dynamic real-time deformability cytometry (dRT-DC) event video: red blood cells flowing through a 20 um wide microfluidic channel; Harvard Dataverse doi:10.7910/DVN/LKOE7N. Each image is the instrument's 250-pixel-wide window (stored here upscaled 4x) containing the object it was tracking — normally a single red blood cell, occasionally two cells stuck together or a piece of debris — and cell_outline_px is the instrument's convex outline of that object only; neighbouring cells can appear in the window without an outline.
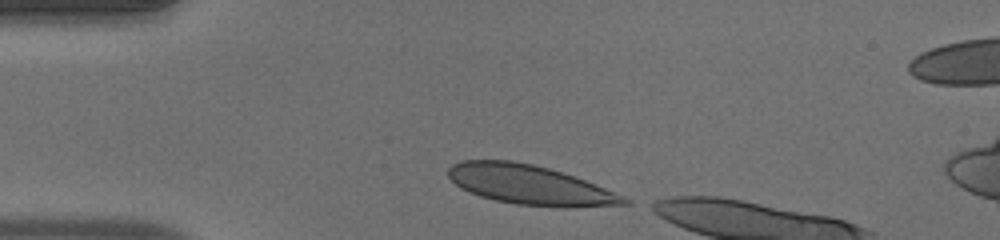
{"species": "human", "species_latin": "Homo sapiens", "temperature_condition": "warm", "stored_images_in_passage": 34, "camera_frame_rate_fps": 3000, "um_per_image_px": 0.085, "donor": {"sex": "male"}, "frame": {"image": 1, "passage_image": 1, "time_ms": 0.0, "image_size_px": [1000, 240], "cell_outline_px": [[632, 204], [568, 208], [516, 204], [496, 200], [480, 196], [468, 192], [460, 188], [448, 176], [448, 168], [452, 164], [460, 160], [512, 160], [532, 164], [548, 168], [584, 180], [624, 196], [632, 200]], "centroid_in_image_um": [45.02, 15.72], "position_along_channel_um": 40.0, "area_um2": 40.4}}
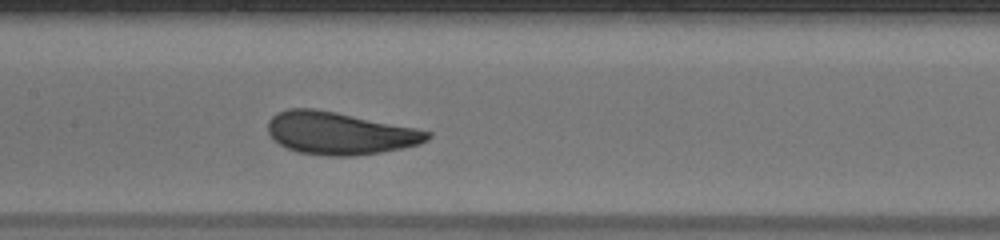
{"frame": {"image": 2, "passage_image": 14, "time_ms": 4.333, "image_size_px": [1000, 240], "cell_outline_px": [[432, 136], [428, 140], [420, 144], [380, 152], [352, 156], [328, 156], [300, 152], [288, 148], [272, 140], [268, 132], [268, 120], [276, 112], [288, 108], [312, 108], [336, 112], [416, 128], [432, 132]], "centroid_in_image_um": [28.85, 11.31], "position_along_channel_um": 178.5, "area_um2": 39.48}}
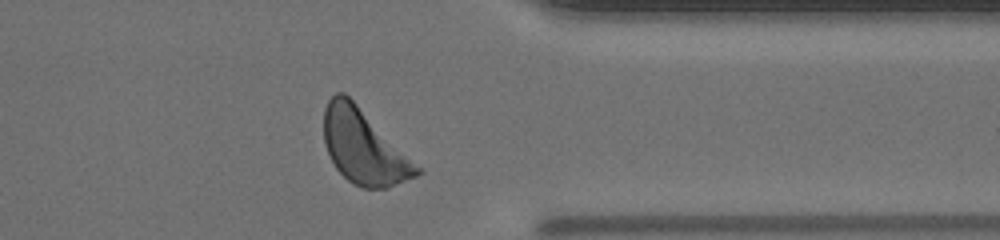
{"frame": {"image": 3, "passage_image": 30, "time_ms": 9.667, "image_size_px": [1000, 240], "cell_outline_px": [[424, 172], [416, 176], [388, 188], [364, 188], [352, 184], [336, 168], [324, 144], [324, 108], [328, 100], [336, 92], [344, 92], [424, 168]], "centroid_in_image_um": [30.97, 12.5], "position_along_channel_um": 380.4, "area_um2": 40.46}}